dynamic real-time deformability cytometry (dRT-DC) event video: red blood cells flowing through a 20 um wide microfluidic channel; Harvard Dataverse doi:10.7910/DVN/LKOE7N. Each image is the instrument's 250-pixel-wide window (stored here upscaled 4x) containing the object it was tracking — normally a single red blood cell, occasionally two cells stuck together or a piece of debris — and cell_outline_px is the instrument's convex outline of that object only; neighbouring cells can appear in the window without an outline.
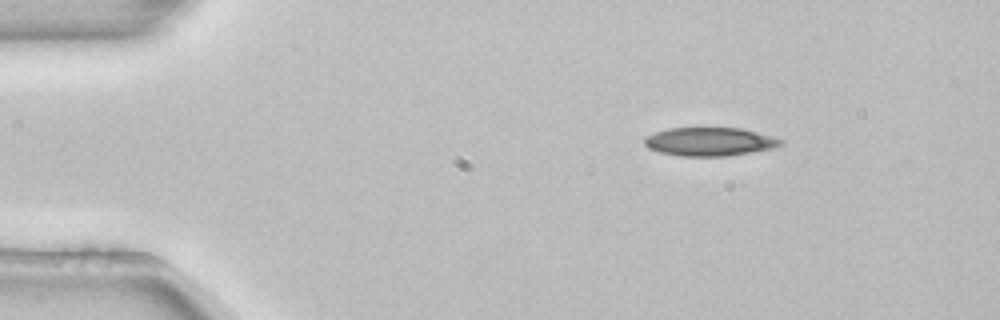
{"species": "common noctule bat (a hibernating species)", "species_latin": "Nyctalus noctula", "temperature_condition": "room temperature", "stored_images_in_passage": 2, "camera_frame_rate_fps": 3000, "um_per_image_px": 0.085, "animal": {"sex": "female", "body_mass_g": 22.7, "forearm_length_mm": 54.2}, "frame": {"image": 1, "passage_image": 1, "time_ms": 0.0, "image_size_px": [1000, 320], "cell_outline_px": [[784, 144], [772, 148], [724, 156], [680, 156], [660, 152], [648, 148], [644, 144], [644, 136], [668, 128], [740, 128], [772, 136], [784, 140]], "centroid_in_image_um": [60.29, 12.03], "position_along_channel_um": 24.7, "area_um2": 22.48}}